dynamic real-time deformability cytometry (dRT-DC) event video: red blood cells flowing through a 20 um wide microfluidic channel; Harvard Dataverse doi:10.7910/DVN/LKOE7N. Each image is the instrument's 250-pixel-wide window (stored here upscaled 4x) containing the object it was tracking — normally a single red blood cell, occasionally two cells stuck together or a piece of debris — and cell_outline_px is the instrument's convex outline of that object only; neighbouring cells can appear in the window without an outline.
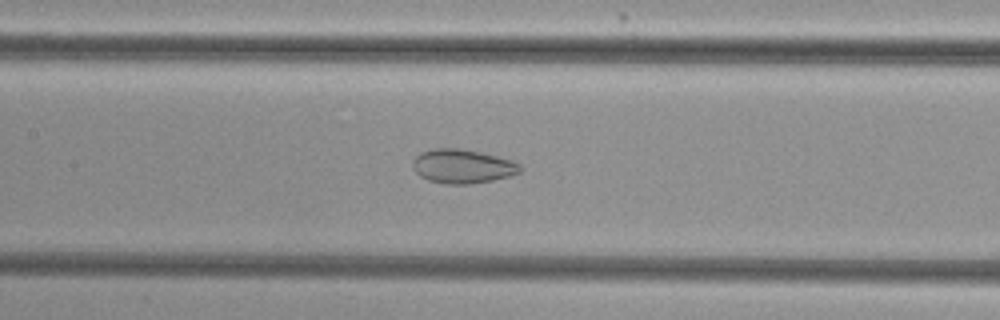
{"species": "common noctule bat (a hibernating species)", "species_latin": "Nyctalus noctula", "temperature_condition": "cold", "stored_images_in_passage": 53, "camera_frame_rate_fps": 3000, "um_per_image_px": 0.085, "animal": {"sex": "female", "body_mass_g": 29.2, "forearm_length_mm": 56.3}, "frame": {"image": 1, "passage_image": 25, "time_ms": 8.0, "image_size_px": [1000, 320], "cell_outline_px": [[520, 172], [512, 176], [492, 180], [468, 184], [444, 184], [428, 180], [420, 176], [412, 168], [412, 160], [420, 152], [432, 148], [460, 148], [480, 152], [512, 160], [520, 164]], "centroid_in_image_um": [39.28, 14.13], "position_along_channel_um": 168.1, "area_um2": 21.44}}
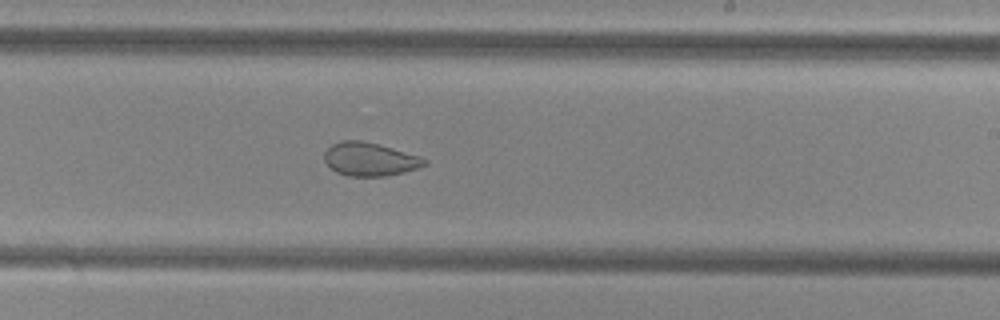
{"frame": {"image": 2, "passage_image": 32, "time_ms": 10.333, "image_size_px": [1000, 320], "cell_outline_px": [[428, 164], [420, 168], [388, 176], [348, 176], [336, 172], [324, 160], [324, 152], [332, 144], [340, 140], [360, 140], [380, 144], [420, 156], [428, 160]], "centroid_in_image_um": [31.47, 13.53], "position_along_channel_um": 257.5, "area_um2": 19.71}}
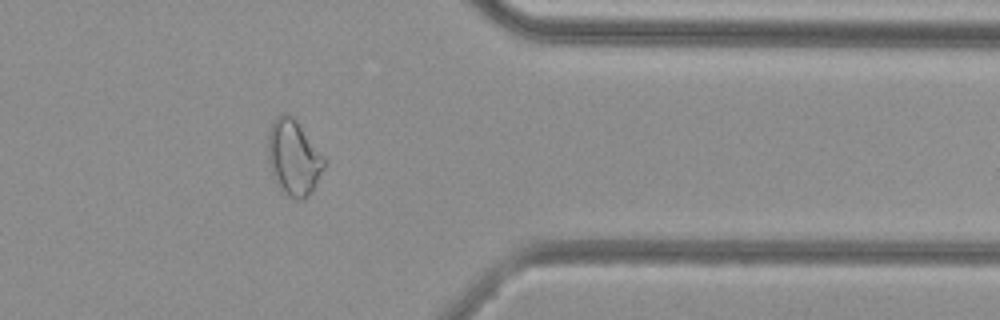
{"frame": {"image": 3, "passage_image": 43, "time_ms": 14.0, "image_size_px": [1000, 320], "cell_outline_px": [[328, 164], [312, 192], [304, 200], [296, 200], [280, 192], [272, 176], [268, 160], [268, 132], [272, 120], [280, 112], [284, 112], [292, 116], [296, 120]], "centroid_in_image_um": [24.94, 13.43], "position_along_channel_um": 386.5, "area_um2": 25.2}, "authors_computed_cell_mechanics": {"area_um2": 25.8366, "velocity_mm_per_s": 3.8498, "shape_relaxation_time_tau1_ms": null, "shape_relaxation_time_tau2_ms": 1.8555, "deformation_change_tau1": null, "deformation_change_tau2": 0.0724}}